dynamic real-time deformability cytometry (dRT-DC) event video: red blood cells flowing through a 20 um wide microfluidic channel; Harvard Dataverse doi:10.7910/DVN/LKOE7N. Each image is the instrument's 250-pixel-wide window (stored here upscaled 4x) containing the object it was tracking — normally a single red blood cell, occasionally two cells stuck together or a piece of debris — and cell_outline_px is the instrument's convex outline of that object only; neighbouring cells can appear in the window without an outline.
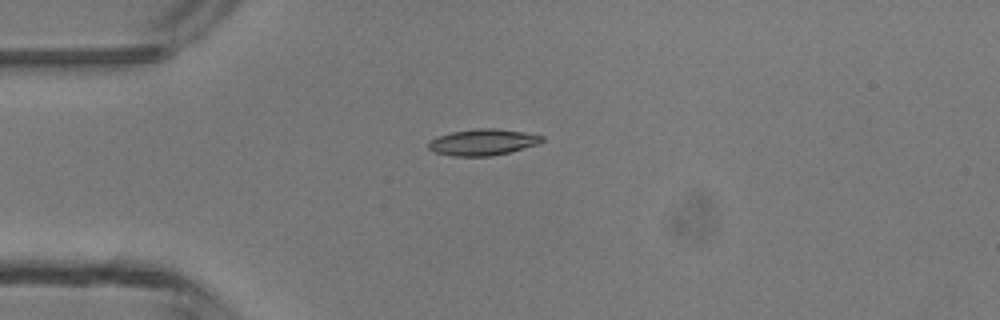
{"species": "common noctule bat (a hibernating species)", "species_latin": "Nyctalus noctula", "temperature_condition": "room temperature", "stored_images_in_passage": 2, "camera_frame_rate_fps": 3000, "um_per_image_px": 0.085, "animal": {"sex": "male", "body_mass_g": 13.3}, "frame": {"image": 1, "passage_image": 1, "time_ms": 0.0, "image_size_px": [1000, 320], "cell_outline_px": [[544, 140], [540, 144], [508, 152], [488, 156], [452, 156], [436, 152], [428, 148], [428, 140], [452, 132], [476, 128], [496, 128], [524, 132], [544, 136]], "centroid_in_image_um": [41.06, 12.08], "position_along_channel_um": 43.9, "area_um2": 17.34}}